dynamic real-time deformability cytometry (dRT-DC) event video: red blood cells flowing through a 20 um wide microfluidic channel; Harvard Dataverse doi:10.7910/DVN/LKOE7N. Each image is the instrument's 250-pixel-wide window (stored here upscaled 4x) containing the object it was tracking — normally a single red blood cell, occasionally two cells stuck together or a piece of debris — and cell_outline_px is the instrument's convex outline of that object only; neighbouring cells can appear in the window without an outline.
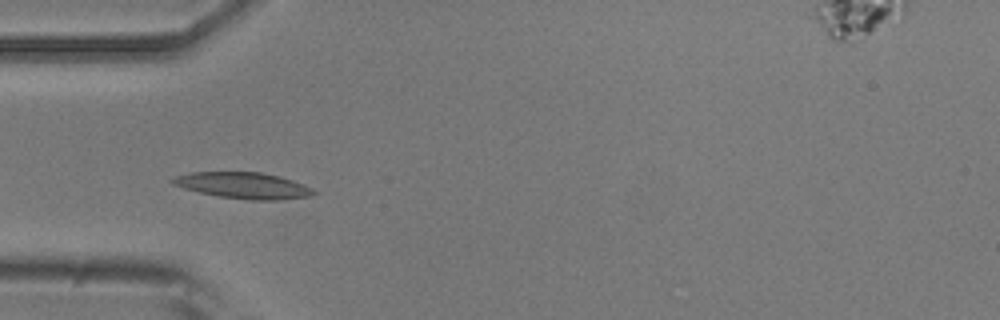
{"species": "common noctule bat (a hibernating species)", "species_latin": "Nyctalus noctula", "temperature_condition": "room temperature", "stored_images_in_passage": 6, "camera_frame_rate_fps": 3000, "um_per_image_px": 0.085, "animal": {"sex": "male", "body_mass_g": 20.5, "forearm_length_mm": 52.5}, "frame": {"image": 1, "passage_image": 4, "time_ms": 1.0, "image_size_px": [1000, 320], "cell_outline_px": [[316, 192], [312, 196], [280, 200], [252, 200], [220, 196], [200, 192], [184, 188], [172, 184], [168, 180], [176, 176], [192, 172], [260, 172], [280, 176], [304, 184], [312, 188]], "centroid_in_image_um": [20.7, 15.76], "position_along_channel_um": 64.3, "area_um2": 21.5}}
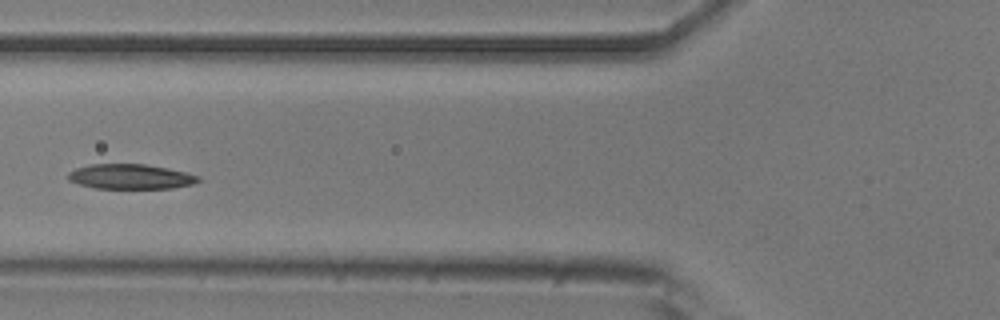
{"frame": {"image": 2, "passage_image": 5, "time_ms": 1.333, "image_size_px": [1000, 320], "cell_outline_px": [[204, 180], [192, 184], [172, 188], [96, 188], [80, 184], [68, 180], [68, 172], [76, 168], [92, 164], [144, 164], [168, 168], [200, 176]], "centroid_in_image_um": [11.13, 15.01], "position_along_channel_um": 114.7, "area_um2": 18.84}}
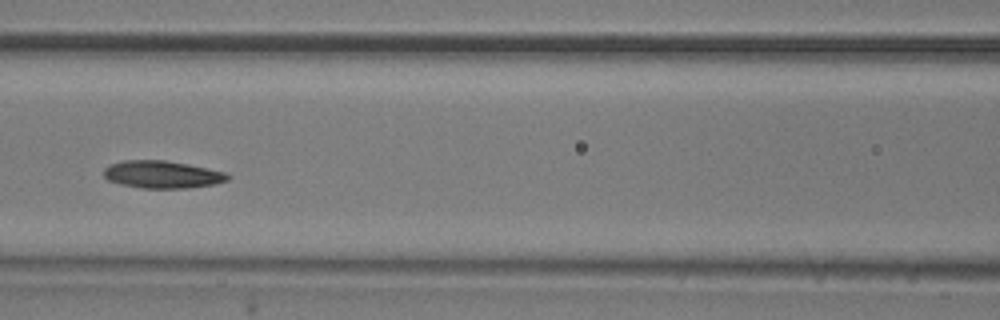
{"frame": {"image": 3, "passage_image": 6, "time_ms": 1.667, "image_size_px": [1000, 320], "cell_outline_px": [[232, 176], [228, 180], [216, 184], [188, 188], [140, 188], [120, 184], [108, 180], [104, 176], [104, 168], [108, 164], [124, 160], [164, 160], [188, 164], [224, 172]], "centroid_in_image_um": [13.78, 14.83], "position_along_channel_um": 152.8, "area_um2": 19.94}}